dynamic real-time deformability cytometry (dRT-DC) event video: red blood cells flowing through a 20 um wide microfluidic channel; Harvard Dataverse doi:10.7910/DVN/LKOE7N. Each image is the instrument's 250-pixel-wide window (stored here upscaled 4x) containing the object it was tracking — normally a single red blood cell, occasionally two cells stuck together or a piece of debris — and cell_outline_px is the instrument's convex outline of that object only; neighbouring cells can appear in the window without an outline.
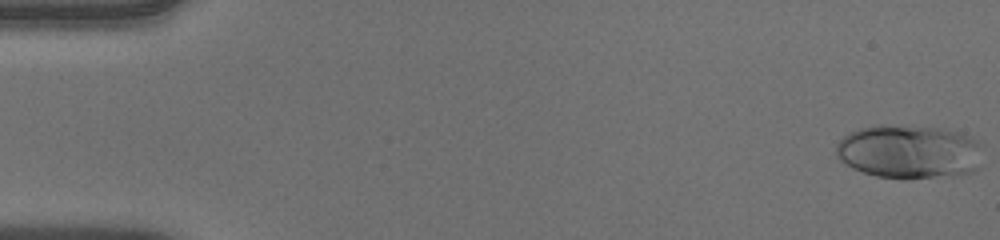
{"species": "human", "species_latin": "Homo sapiens", "temperature_condition": "warm", "stored_images_in_passage": 52, "camera_frame_rate_fps": 3000, "um_per_image_px": 0.085, "donor": {"sex": "male"}, "frame": {"image": 1, "passage_image": 1, "time_ms": 0.0, "image_size_px": [1000, 240], "cell_outline_px": [[980, 168], [972, 172], [932, 176], [876, 176], [852, 168], [840, 160], [836, 156], [836, 144], [848, 132], [860, 128], [880, 124], [936, 128], [956, 132], [976, 140], [980, 144]], "centroid_in_image_um": [77.22, 12.86], "position_along_channel_um": 7.8, "area_um2": 44.97}}
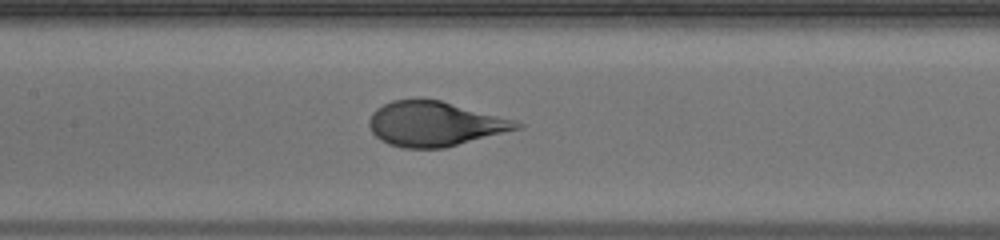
{"frame": {"image": 2, "passage_image": 25, "time_ms": 8.0, "image_size_px": [1000, 240], "cell_outline_px": [[524, 124], [520, 128], [444, 148], [404, 148], [388, 144], [380, 140], [372, 132], [368, 124], [368, 120], [372, 112], [376, 108], [392, 100], [416, 96], [440, 100], [516, 120]], "centroid_in_image_um": [36.9, 10.5], "position_along_channel_um": 170.5, "area_um2": 38.84}}
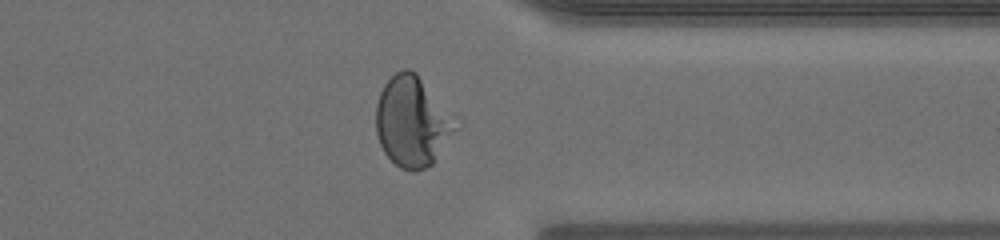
{"frame": {"image": 3, "passage_image": 41, "time_ms": 13.333, "image_size_px": [1000, 240], "cell_outline_px": [[464, 124], [432, 164], [424, 168], [412, 172], [400, 168], [384, 152], [380, 144], [376, 132], [376, 104], [380, 92], [384, 84], [396, 72], [404, 68], [408, 68], [416, 72]], "centroid_in_image_um": [35.13, 10.33], "position_along_channel_um": 376.3, "area_um2": 42.95}}